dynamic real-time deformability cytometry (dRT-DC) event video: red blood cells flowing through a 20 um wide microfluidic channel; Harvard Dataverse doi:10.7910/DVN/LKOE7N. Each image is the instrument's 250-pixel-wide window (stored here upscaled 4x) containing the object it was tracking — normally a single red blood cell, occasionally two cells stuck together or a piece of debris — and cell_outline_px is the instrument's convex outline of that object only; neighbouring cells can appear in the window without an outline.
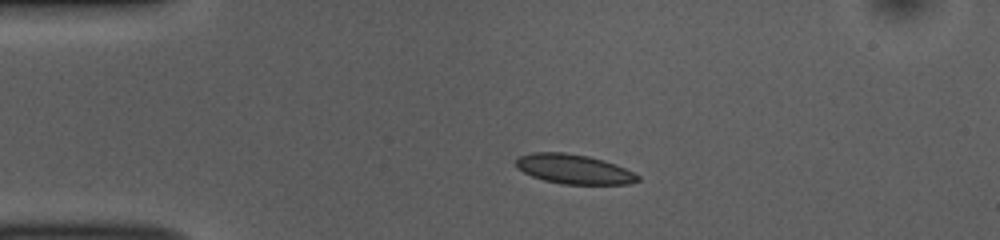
{"species": "common noctule bat (a hibernating species)", "species_latin": "Nyctalus noctula", "temperature_condition": "room temperature", "stored_images_in_passage": 42, "camera_frame_rate_fps": 3000, "um_per_image_px": 0.085, "animal": {"sex": "female", "body_mass_g": 10.0, "forearm_length_mm": 53.1}, "frame": {"image": 1, "passage_image": 1, "time_ms": 0.0, "image_size_px": [1000, 240], "cell_outline_px": [[640, 180], [632, 184], [560, 184], [544, 180], [532, 176], [516, 168], [516, 156], [532, 152], [564, 152], [588, 156], [604, 160], [616, 164], [640, 176]], "centroid_in_image_um": [48.76, 14.37], "position_along_channel_um": 36.2, "area_um2": 21.15}}
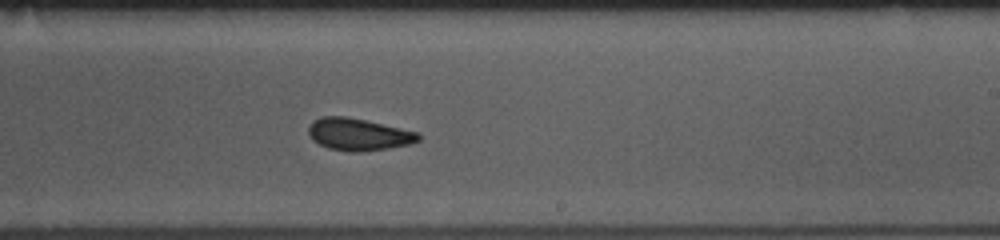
{"frame": {"image": 2, "passage_image": 21, "time_ms": 6.667, "image_size_px": [1000, 240], "cell_outline_px": [[420, 140], [408, 144], [388, 148], [360, 152], [352, 152], [328, 148], [312, 140], [308, 132], [308, 128], [312, 120], [320, 116], [344, 116], [364, 120], [420, 132]], "centroid_in_image_um": [30.45, 11.42], "position_along_channel_um": 258.6, "area_um2": 20.58}}
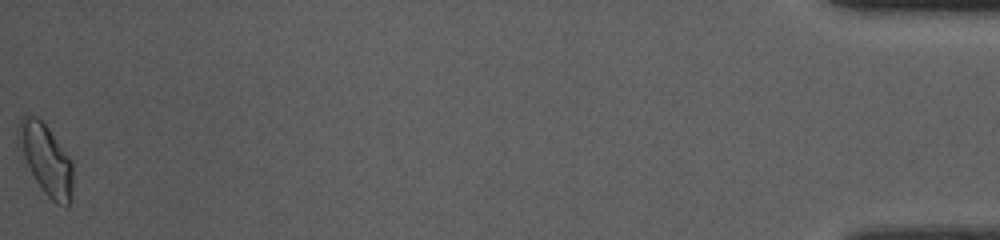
{"frame": {"image": 3, "passage_image": 42, "time_ms": 13.667, "image_size_px": [1000, 240], "cell_outline_px": [[72, 200], [68, 208], [64, 208], [56, 204], [44, 192], [36, 180], [16, 148], [16, 128], [20, 120], [28, 112], [36, 116], [48, 128], [72, 160]], "centroid_in_image_um": [3.87, 13.54], "position_along_channel_um": 431.3, "area_um2": 23.0}, "authors_computed_cell_mechanics": {"area_um2": 20.6057, "velocity_mm_per_s": 3.8458, "shape_relaxation_time_tau1_ms": 4.0345, "shape_relaxation_time_tau2_ms": 1.9214, "deformation_change_tau1": 0.1061, "deformation_change_tau2": 0.0647}}